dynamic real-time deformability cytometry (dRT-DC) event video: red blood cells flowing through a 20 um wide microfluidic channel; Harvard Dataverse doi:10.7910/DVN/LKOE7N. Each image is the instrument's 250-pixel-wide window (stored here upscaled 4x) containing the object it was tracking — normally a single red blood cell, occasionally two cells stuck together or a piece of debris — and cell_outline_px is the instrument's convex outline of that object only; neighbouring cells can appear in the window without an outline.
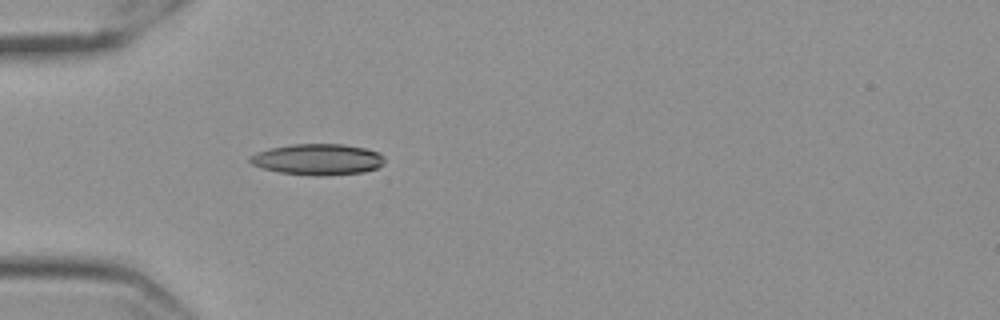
{"species": "Egyptian fruit bat (a non-hibernating species)", "species_latin": "Rousettus aegyptiacus", "temperature_condition": "cold", "stored_images_in_passage": 41, "camera_frame_rate_fps": 3000, "um_per_image_px": 0.085, "frame": {"image": 1, "passage_image": 1, "time_ms": 0.0, "image_size_px": [1000, 320], "cell_outline_px": [[384, 164], [376, 168], [364, 172], [324, 176], [316, 176], [280, 172], [264, 168], [252, 164], [248, 160], [248, 156], [256, 152], [268, 148], [292, 144], [344, 144], [364, 148], [380, 152], [384, 156]], "centroid_in_image_um": [27.01, 13.54], "position_along_channel_um": 58.0, "area_um2": 24.57}}
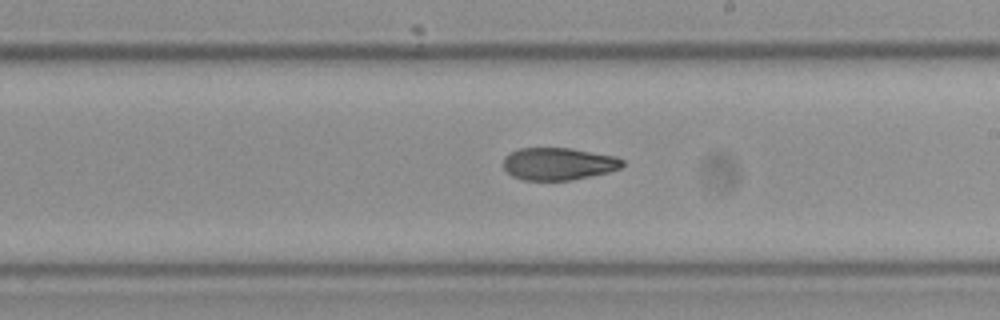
{"frame": {"image": 2, "passage_image": 17, "time_ms": 5.333, "image_size_px": [1000, 320], "cell_outline_px": [[624, 164], [620, 168], [608, 172], [568, 180], [524, 180], [512, 176], [504, 168], [504, 156], [508, 152], [520, 148], [572, 148], [616, 156], [624, 160]], "centroid_in_image_um": [47.45, 13.91], "position_along_channel_um": 241.5, "area_um2": 22.48}}
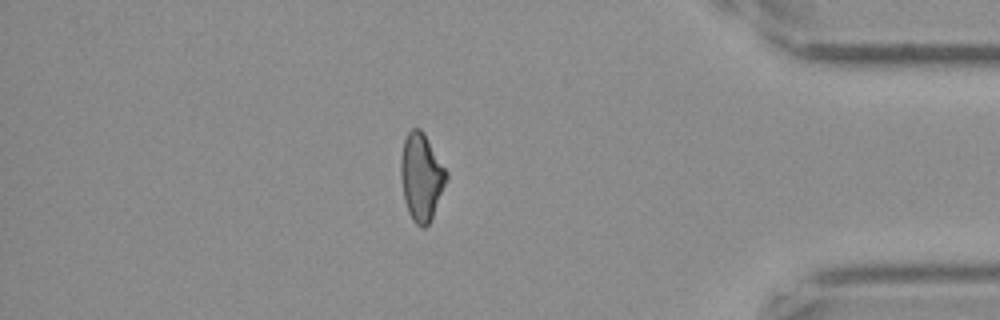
{"frame": {"image": 3, "passage_image": 33, "time_ms": 10.667, "image_size_px": [1000, 320], "cell_outline_px": [[448, 176], [432, 216], [428, 224], [424, 228], [420, 228], [412, 220], [408, 212], [404, 200], [400, 176], [400, 160], [404, 140], [408, 132], [412, 128], [420, 128], [424, 132], [448, 172]], "centroid_in_image_um": [35.79, 15.02], "position_along_channel_um": 399.4, "area_um2": 23.18}, "authors_computed_cell_mechanics": {"area_um2": 23.12, "velocity_mm_per_s": 3.5478, "shape_relaxation_time_tau1_ms": null, "shape_relaxation_time_tau2_ms": 3.2141, "deformation_change_tau1": null, "deformation_change_tau2": 0.0985}}